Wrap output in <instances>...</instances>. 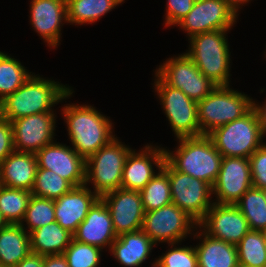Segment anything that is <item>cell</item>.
<instances>
[{
  "instance_id": "6da1fadb",
  "label": "cell",
  "mask_w": 266,
  "mask_h": 267,
  "mask_svg": "<svg viewBox=\"0 0 266 267\" xmlns=\"http://www.w3.org/2000/svg\"><path fill=\"white\" fill-rule=\"evenodd\" d=\"M33 74L0 102L1 117L11 122L29 115L54 112L55 104L73 94L70 86Z\"/></svg>"
},
{
  "instance_id": "7a4b0ae2",
  "label": "cell",
  "mask_w": 266,
  "mask_h": 267,
  "mask_svg": "<svg viewBox=\"0 0 266 267\" xmlns=\"http://www.w3.org/2000/svg\"><path fill=\"white\" fill-rule=\"evenodd\" d=\"M61 112L72 148L85 160L116 136L113 135L112 120L91 105L69 103Z\"/></svg>"
},
{
  "instance_id": "3957f363",
  "label": "cell",
  "mask_w": 266,
  "mask_h": 267,
  "mask_svg": "<svg viewBox=\"0 0 266 267\" xmlns=\"http://www.w3.org/2000/svg\"><path fill=\"white\" fill-rule=\"evenodd\" d=\"M176 150L165 149L166 160L177 170L211 186L221 168L223 156L207 135L177 139Z\"/></svg>"
},
{
  "instance_id": "277c9868",
  "label": "cell",
  "mask_w": 266,
  "mask_h": 267,
  "mask_svg": "<svg viewBox=\"0 0 266 267\" xmlns=\"http://www.w3.org/2000/svg\"><path fill=\"white\" fill-rule=\"evenodd\" d=\"M223 157L248 158L263 142V128L254 106L240 119L231 121L207 135Z\"/></svg>"
},
{
  "instance_id": "5b68a950",
  "label": "cell",
  "mask_w": 266,
  "mask_h": 267,
  "mask_svg": "<svg viewBox=\"0 0 266 267\" xmlns=\"http://www.w3.org/2000/svg\"><path fill=\"white\" fill-rule=\"evenodd\" d=\"M229 30H216L191 37L186 54L198 70L217 86H229L230 50L226 38Z\"/></svg>"
},
{
  "instance_id": "8992f818",
  "label": "cell",
  "mask_w": 266,
  "mask_h": 267,
  "mask_svg": "<svg viewBox=\"0 0 266 267\" xmlns=\"http://www.w3.org/2000/svg\"><path fill=\"white\" fill-rule=\"evenodd\" d=\"M255 106V101L247 94L233 90L229 86H217L203 100L197 102L198 123L201 135L247 114Z\"/></svg>"
},
{
  "instance_id": "52a82bcc",
  "label": "cell",
  "mask_w": 266,
  "mask_h": 267,
  "mask_svg": "<svg viewBox=\"0 0 266 267\" xmlns=\"http://www.w3.org/2000/svg\"><path fill=\"white\" fill-rule=\"evenodd\" d=\"M131 150L116 136L89 156L85 160V185L91 183L93 192L100 198L106 193L121 188L124 164Z\"/></svg>"
},
{
  "instance_id": "ba28073f",
  "label": "cell",
  "mask_w": 266,
  "mask_h": 267,
  "mask_svg": "<svg viewBox=\"0 0 266 267\" xmlns=\"http://www.w3.org/2000/svg\"><path fill=\"white\" fill-rule=\"evenodd\" d=\"M154 90L177 139L201 136L197 102L183 91L168 85L155 72Z\"/></svg>"
},
{
  "instance_id": "9c48e42d",
  "label": "cell",
  "mask_w": 266,
  "mask_h": 267,
  "mask_svg": "<svg viewBox=\"0 0 266 267\" xmlns=\"http://www.w3.org/2000/svg\"><path fill=\"white\" fill-rule=\"evenodd\" d=\"M198 223L185 211L170 203L144 213L141 230L157 244L181 243L194 232ZM193 228V229H192Z\"/></svg>"
},
{
  "instance_id": "30bf717a",
  "label": "cell",
  "mask_w": 266,
  "mask_h": 267,
  "mask_svg": "<svg viewBox=\"0 0 266 267\" xmlns=\"http://www.w3.org/2000/svg\"><path fill=\"white\" fill-rule=\"evenodd\" d=\"M169 181L172 203L185 211L197 223L214 204L212 186L188 174L177 171L169 163Z\"/></svg>"
},
{
  "instance_id": "8fae6325",
  "label": "cell",
  "mask_w": 266,
  "mask_h": 267,
  "mask_svg": "<svg viewBox=\"0 0 266 267\" xmlns=\"http://www.w3.org/2000/svg\"><path fill=\"white\" fill-rule=\"evenodd\" d=\"M155 72L168 85L183 91L196 102L203 100L217 87L198 70L186 53L169 58Z\"/></svg>"
},
{
  "instance_id": "7c38bea8",
  "label": "cell",
  "mask_w": 266,
  "mask_h": 267,
  "mask_svg": "<svg viewBox=\"0 0 266 267\" xmlns=\"http://www.w3.org/2000/svg\"><path fill=\"white\" fill-rule=\"evenodd\" d=\"M238 16L224 0H196L191 11L177 24L188 38L205 32L230 30Z\"/></svg>"
},
{
  "instance_id": "4fadbf2b",
  "label": "cell",
  "mask_w": 266,
  "mask_h": 267,
  "mask_svg": "<svg viewBox=\"0 0 266 267\" xmlns=\"http://www.w3.org/2000/svg\"><path fill=\"white\" fill-rule=\"evenodd\" d=\"M253 186L248 158L223 157L217 179L212 186L214 203L235 205Z\"/></svg>"
},
{
  "instance_id": "5bb4252c",
  "label": "cell",
  "mask_w": 266,
  "mask_h": 267,
  "mask_svg": "<svg viewBox=\"0 0 266 267\" xmlns=\"http://www.w3.org/2000/svg\"><path fill=\"white\" fill-rule=\"evenodd\" d=\"M55 114L46 112L11 121L14 150L36 153L47 144L54 142Z\"/></svg>"
},
{
  "instance_id": "9a60e30c",
  "label": "cell",
  "mask_w": 266,
  "mask_h": 267,
  "mask_svg": "<svg viewBox=\"0 0 266 267\" xmlns=\"http://www.w3.org/2000/svg\"><path fill=\"white\" fill-rule=\"evenodd\" d=\"M209 236L237 245L249 232L248 222L236 205L214 203L198 223Z\"/></svg>"
},
{
  "instance_id": "2e32d148",
  "label": "cell",
  "mask_w": 266,
  "mask_h": 267,
  "mask_svg": "<svg viewBox=\"0 0 266 267\" xmlns=\"http://www.w3.org/2000/svg\"><path fill=\"white\" fill-rule=\"evenodd\" d=\"M38 169H48L69 181L74 187L85 185V159L62 143L52 142L35 153Z\"/></svg>"
},
{
  "instance_id": "e0dca14e",
  "label": "cell",
  "mask_w": 266,
  "mask_h": 267,
  "mask_svg": "<svg viewBox=\"0 0 266 267\" xmlns=\"http://www.w3.org/2000/svg\"><path fill=\"white\" fill-rule=\"evenodd\" d=\"M166 160L165 148L146 145L136 152L134 149L128 154L122 173L121 188L126 190L141 191L145 185L163 168Z\"/></svg>"
},
{
  "instance_id": "ac0fdd59",
  "label": "cell",
  "mask_w": 266,
  "mask_h": 267,
  "mask_svg": "<svg viewBox=\"0 0 266 267\" xmlns=\"http://www.w3.org/2000/svg\"><path fill=\"white\" fill-rule=\"evenodd\" d=\"M101 198L108 207L117 236L142 228L145 212L140 191L119 188Z\"/></svg>"
},
{
  "instance_id": "d6986e66",
  "label": "cell",
  "mask_w": 266,
  "mask_h": 267,
  "mask_svg": "<svg viewBox=\"0 0 266 267\" xmlns=\"http://www.w3.org/2000/svg\"><path fill=\"white\" fill-rule=\"evenodd\" d=\"M29 7L33 30L50 48H56L61 40V27L68 23L66 0H31Z\"/></svg>"
},
{
  "instance_id": "ffe728a7",
  "label": "cell",
  "mask_w": 266,
  "mask_h": 267,
  "mask_svg": "<svg viewBox=\"0 0 266 267\" xmlns=\"http://www.w3.org/2000/svg\"><path fill=\"white\" fill-rule=\"evenodd\" d=\"M73 239L102 250L110 249L117 239L110 212L102 198H98L90 207L87 216L73 233Z\"/></svg>"
},
{
  "instance_id": "44dd1931",
  "label": "cell",
  "mask_w": 266,
  "mask_h": 267,
  "mask_svg": "<svg viewBox=\"0 0 266 267\" xmlns=\"http://www.w3.org/2000/svg\"><path fill=\"white\" fill-rule=\"evenodd\" d=\"M98 198L87 185L73 187L54 200L56 222L73 234Z\"/></svg>"
},
{
  "instance_id": "7402d4cb",
  "label": "cell",
  "mask_w": 266,
  "mask_h": 267,
  "mask_svg": "<svg viewBox=\"0 0 266 267\" xmlns=\"http://www.w3.org/2000/svg\"><path fill=\"white\" fill-rule=\"evenodd\" d=\"M37 169L35 153L14 150L0 164L1 185L31 192Z\"/></svg>"
},
{
  "instance_id": "603a6c76",
  "label": "cell",
  "mask_w": 266,
  "mask_h": 267,
  "mask_svg": "<svg viewBox=\"0 0 266 267\" xmlns=\"http://www.w3.org/2000/svg\"><path fill=\"white\" fill-rule=\"evenodd\" d=\"M156 244L141 229L122 233L112 243L109 251L125 267H140Z\"/></svg>"
},
{
  "instance_id": "cb8c5ba5",
  "label": "cell",
  "mask_w": 266,
  "mask_h": 267,
  "mask_svg": "<svg viewBox=\"0 0 266 267\" xmlns=\"http://www.w3.org/2000/svg\"><path fill=\"white\" fill-rule=\"evenodd\" d=\"M193 232V237L201 240L202 243L194 246L198 257V267H238L239 259L237 246L213 238L206 234L203 230ZM202 232V233H201Z\"/></svg>"
},
{
  "instance_id": "d4e9b609",
  "label": "cell",
  "mask_w": 266,
  "mask_h": 267,
  "mask_svg": "<svg viewBox=\"0 0 266 267\" xmlns=\"http://www.w3.org/2000/svg\"><path fill=\"white\" fill-rule=\"evenodd\" d=\"M31 253L30 234L20 224L0 229V266L15 267Z\"/></svg>"
},
{
  "instance_id": "484cf974",
  "label": "cell",
  "mask_w": 266,
  "mask_h": 267,
  "mask_svg": "<svg viewBox=\"0 0 266 267\" xmlns=\"http://www.w3.org/2000/svg\"><path fill=\"white\" fill-rule=\"evenodd\" d=\"M31 252L40 255L63 254L73 239V234L56 221L30 233Z\"/></svg>"
},
{
  "instance_id": "4316f807",
  "label": "cell",
  "mask_w": 266,
  "mask_h": 267,
  "mask_svg": "<svg viewBox=\"0 0 266 267\" xmlns=\"http://www.w3.org/2000/svg\"><path fill=\"white\" fill-rule=\"evenodd\" d=\"M122 2L124 0H66L67 21L80 26L94 23Z\"/></svg>"
},
{
  "instance_id": "83f0119b",
  "label": "cell",
  "mask_w": 266,
  "mask_h": 267,
  "mask_svg": "<svg viewBox=\"0 0 266 267\" xmlns=\"http://www.w3.org/2000/svg\"><path fill=\"white\" fill-rule=\"evenodd\" d=\"M140 191L144 212L159 209L172 203L169 162L165 160L163 168Z\"/></svg>"
},
{
  "instance_id": "f1b7e54d",
  "label": "cell",
  "mask_w": 266,
  "mask_h": 267,
  "mask_svg": "<svg viewBox=\"0 0 266 267\" xmlns=\"http://www.w3.org/2000/svg\"><path fill=\"white\" fill-rule=\"evenodd\" d=\"M20 61L0 51V102L32 75Z\"/></svg>"
},
{
  "instance_id": "f546056e",
  "label": "cell",
  "mask_w": 266,
  "mask_h": 267,
  "mask_svg": "<svg viewBox=\"0 0 266 267\" xmlns=\"http://www.w3.org/2000/svg\"><path fill=\"white\" fill-rule=\"evenodd\" d=\"M235 205L246 218L250 230L266 229V201L260 188H249Z\"/></svg>"
},
{
  "instance_id": "4dcf8cb0",
  "label": "cell",
  "mask_w": 266,
  "mask_h": 267,
  "mask_svg": "<svg viewBox=\"0 0 266 267\" xmlns=\"http://www.w3.org/2000/svg\"><path fill=\"white\" fill-rule=\"evenodd\" d=\"M32 193L27 190L0 187V211L7 224H21Z\"/></svg>"
},
{
  "instance_id": "1f68e13d",
  "label": "cell",
  "mask_w": 266,
  "mask_h": 267,
  "mask_svg": "<svg viewBox=\"0 0 266 267\" xmlns=\"http://www.w3.org/2000/svg\"><path fill=\"white\" fill-rule=\"evenodd\" d=\"M236 246L239 265L266 267V244L262 231L249 230Z\"/></svg>"
},
{
  "instance_id": "d6a6232c",
  "label": "cell",
  "mask_w": 266,
  "mask_h": 267,
  "mask_svg": "<svg viewBox=\"0 0 266 267\" xmlns=\"http://www.w3.org/2000/svg\"><path fill=\"white\" fill-rule=\"evenodd\" d=\"M74 186L48 169H37L32 195L55 200L69 192Z\"/></svg>"
},
{
  "instance_id": "836d02e7",
  "label": "cell",
  "mask_w": 266,
  "mask_h": 267,
  "mask_svg": "<svg viewBox=\"0 0 266 267\" xmlns=\"http://www.w3.org/2000/svg\"><path fill=\"white\" fill-rule=\"evenodd\" d=\"M54 213V200L32 195L20 225L30 233L35 229L56 221ZM24 222L27 224L26 227Z\"/></svg>"
},
{
  "instance_id": "e575fe53",
  "label": "cell",
  "mask_w": 266,
  "mask_h": 267,
  "mask_svg": "<svg viewBox=\"0 0 266 267\" xmlns=\"http://www.w3.org/2000/svg\"><path fill=\"white\" fill-rule=\"evenodd\" d=\"M101 252L102 249L97 246L72 239L63 255L67 260L68 267H98L101 261Z\"/></svg>"
},
{
  "instance_id": "d590c367",
  "label": "cell",
  "mask_w": 266,
  "mask_h": 267,
  "mask_svg": "<svg viewBox=\"0 0 266 267\" xmlns=\"http://www.w3.org/2000/svg\"><path fill=\"white\" fill-rule=\"evenodd\" d=\"M168 245L171 249L159 256L153 262V267H198L195 247L185 245L176 247V243Z\"/></svg>"
},
{
  "instance_id": "8d00e7d4",
  "label": "cell",
  "mask_w": 266,
  "mask_h": 267,
  "mask_svg": "<svg viewBox=\"0 0 266 267\" xmlns=\"http://www.w3.org/2000/svg\"><path fill=\"white\" fill-rule=\"evenodd\" d=\"M253 187H266V143L257 149L250 157Z\"/></svg>"
},
{
  "instance_id": "74e56055",
  "label": "cell",
  "mask_w": 266,
  "mask_h": 267,
  "mask_svg": "<svg viewBox=\"0 0 266 267\" xmlns=\"http://www.w3.org/2000/svg\"><path fill=\"white\" fill-rule=\"evenodd\" d=\"M196 0H167L165 25H177L193 8Z\"/></svg>"
},
{
  "instance_id": "f35d334b",
  "label": "cell",
  "mask_w": 266,
  "mask_h": 267,
  "mask_svg": "<svg viewBox=\"0 0 266 267\" xmlns=\"http://www.w3.org/2000/svg\"><path fill=\"white\" fill-rule=\"evenodd\" d=\"M14 151L12 124L0 116V164Z\"/></svg>"
},
{
  "instance_id": "ab89813d",
  "label": "cell",
  "mask_w": 266,
  "mask_h": 267,
  "mask_svg": "<svg viewBox=\"0 0 266 267\" xmlns=\"http://www.w3.org/2000/svg\"><path fill=\"white\" fill-rule=\"evenodd\" d=\"M44 255L30 253L15 267H43Z\"/></svg>"
},
{
  "instance_id": "60d3db41",
  "label": "cell",
  "mask_w": 266,
  "mask_h": 267,
  "mask_svg": "<svg viewBox=\"0 0 266 267\" xmlns=\"http://www.w3.org/2000/svg\"><path fill=\"white\" fill-rule=\"evenodd\" d=\"M43 267H68V263L63 254L45 255Z\"/></svg>"
},
{
  "instance_id": "b9f144b4",
  "label": "cell",
  "mask_w": 266,
  "mask_h": 267,
  "mask_svg": "<svg viewBox=\"0 0 266 267\" xmlns=\"http://www.w3.org/2000/svg\"><path fill=\"white\" fill-rule=\"evenodd\" d=\"M227 5L236 13V15L238 16V12H239V8L242 7V5L244 6V4L248 3L250 0H224ZM242 4V5H241Z\"/></svg>"
},
{
  "instance_id": "7bdbcfd3",
  "label": "cell",
  "mask_w": 266,
  "mask_h": 267,
  "mask_svg": "<svg viewBox=\"0 0 266 267\" xmlns=\"http://www.w3.org/2000/svg\"><path fill=\"white\" fill-rule=\"evenodd\" d=\"M260 117H261V123L263 128V137L266 135V110H258Z\"/></svg>"
},
{
  "instance_id": "ee69618b",
  "label": "cell",
  "mask_w": 266,
  "mask_h": 267,
  "mask_svg": "<svg viewBox=\"0 0 266 267\" xmlns=\"http://www.w3.org/2000/svg\"><path fill=\"white\" fill-rule=\"evenodd\" d=\"M264 104H261L259 105L258 102L255 101V107L258 109V110H266V101L263 102Z\"/></svg>"
},
{
  "instance_id": "f6af8a7d",
  "label": "cell",
  "mask_w": 266,
  "mask_h": 267,
  "mask_svg": "<svg viewBox=\"0 0 266 267\" xmlns=\"http://www.w3.org/2000/svg\"><path fill=\"white\" fill-rule=\"evenodd\" d=\"M7 225V222L3 218L1 211H0V229L4 228Z\"/></svg>"
},
{
  "instance_id": "bcb514c9",
  "label": "cell",
  "mask_w": 266,
  "mask_h": 267,
  "mask_svg": "<svg viewBox=\"0 0 266 267\" xmlns=\"http://www.w3.org/2000/svg\"><path fill=\"white\" fill-rule=\"evenodd\" d=\"M261 191H262V194H263L264 199H265V201H266V187L261 188Z\"/></svg>"
},
{
  "instance_id": "7dc6e473",
  "label": "cell",
  "mask_w": 266,
  "mask_h": 267,
  "mask_svg": "<svg viewBox=\"0 0 266 267\" xmlns=\"http://www.w3.org/2000/svg\"><path fill=\"white\" fill-rule=\"evenodd\" d=\"M264 238H265V244H266V229L264 231H262Z\"/></svg>"
},
{
  "instance_id": "c3c4849f",
  "label": "cell",
  "mask_w": 266,
  "mask_h": 267,
  "mask_svg": "<svg viewBox=\"0 0 266 267\" xmlns=\"http://www.w3.org/2000/svg\"><path fill=\"white\" fill-rule=\"evenodd\" d=\"M238 267H249V266H245V265H239Z\"/></svg>"
}]
</instances>
